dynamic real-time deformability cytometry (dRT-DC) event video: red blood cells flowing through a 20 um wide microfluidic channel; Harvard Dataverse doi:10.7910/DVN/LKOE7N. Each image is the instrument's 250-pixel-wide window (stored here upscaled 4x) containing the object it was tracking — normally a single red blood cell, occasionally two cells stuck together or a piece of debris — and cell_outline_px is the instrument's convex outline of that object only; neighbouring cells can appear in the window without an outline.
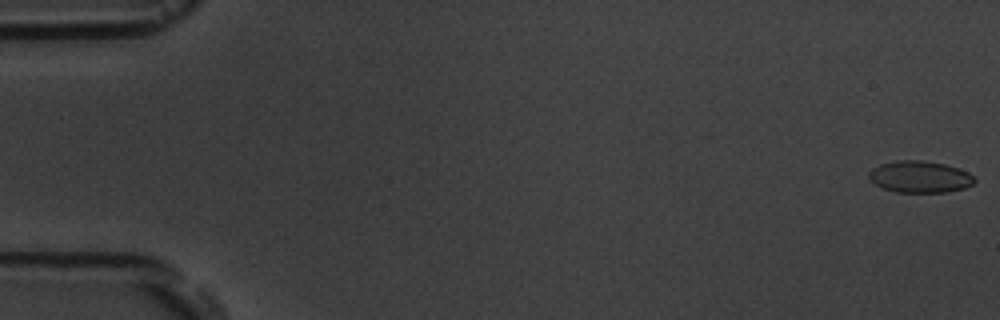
{"species": "common noctule bat (a hibernating species)", "species_latin": "Nyctalus noctula", "temperature_condition": "room temperature", "stored_images_in_passage": 5, "camera_frame_rate_fps": 3000, "um_per_image_px": 0.085, "animal": {"sex": "male", "body_mass_g": 19.5, "forearm_length_mm": 54.6}, "frame": {"image": 1, "passage_image": 1, "time_ms": 0.0, "image_size_px": [1000, 320], "cell_outline_px": [[976, 180], [972, 184], [964, 188], [948, 192], [896, 192], [884, 188], [868, 180], [868, 172], [872, 168], [880, 164], [900, 160], [920, 160], [944, 164], [960, 168], [968, 172]], "centroid_in_image_um": [78.17, 15.03], "position_along_channel_um": 6.8, "area_um2": 19.54}}
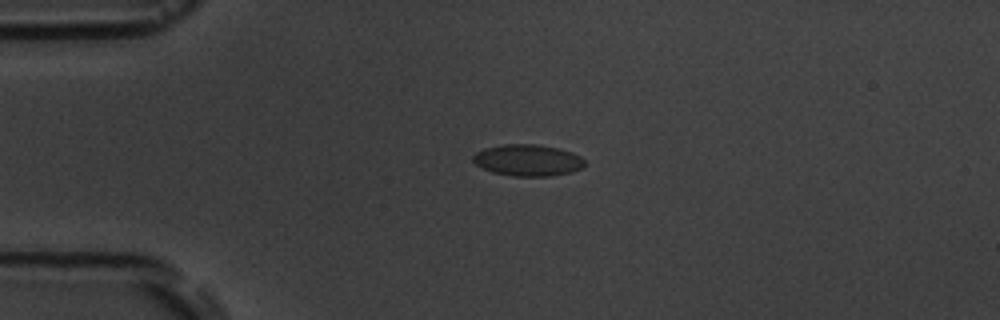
{"frame": {"image": 2, "passage_image": 5, "time_ms": 4.333, "image_size_px": [1000, 320], "cell_outline_px": [[584, 164], [580, 168], [572, 172], [552, 176], [516, 176], [492, 172], [476, 164], [472, 160], [472, 156], [476, 152], [484, 148], [504, 144], [536, 144], [560, 148], [572, 152], [580, 156], [584, 160]], "centroid_in_image_um": [44.86, 13.61], "position_along_channel_um": 40.1, "area_um2": 20.52}}